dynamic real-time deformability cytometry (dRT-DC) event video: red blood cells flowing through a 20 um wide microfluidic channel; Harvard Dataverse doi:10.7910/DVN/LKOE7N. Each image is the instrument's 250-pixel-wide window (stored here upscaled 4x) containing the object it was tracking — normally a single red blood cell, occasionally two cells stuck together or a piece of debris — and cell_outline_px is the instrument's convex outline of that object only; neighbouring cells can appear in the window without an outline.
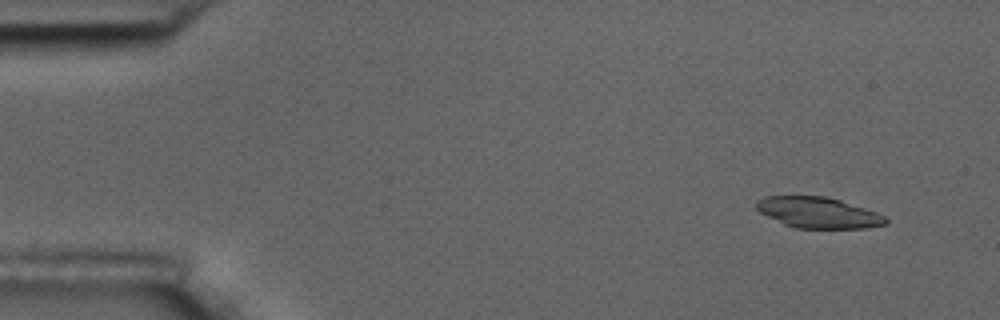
{"species": "common noctule bat (a hibernating species)", "species_latin": "Nyctalus noctula", "temperature_condition": "room temperature", "stored_images_in_passage": 6, "camera_frame_rate_fps": 3000, "um_per_image_px": 0.085, "animal": {"sex": "male", "body_mass_g": 17.5, "forearm_length_mm": 52.3}, "frame": {"image": 1, "passage_image": 2, "time_ms": 1.333, "image_size_px": [1000, 320], "cell_outline_px": [[888, 224], [868, 228], [796, 228], [784, 224], [760, 212], [756, 208], [756, 200], [764, 196], [824, 196], [840, 200], [876, 212], [884, 216], [888, 220]], "centroid_in_image_um": [69.55, 18.07], "position_along_channel_um": 15.4, "area_um2": 23.18}}
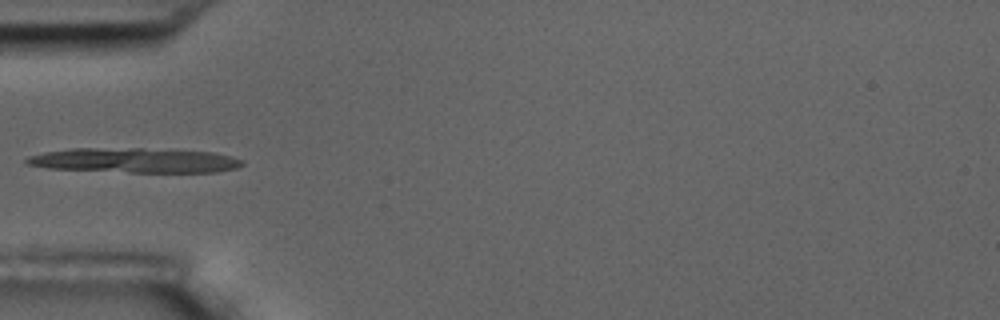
{"frame": {"image": 2, "passage_image": 6, "time_ms": 6.0, "image_size_px": [1000, 320], "cell_outline_px": [[244, 164], [236, 168], [216, 172], [128, 172], [48, 168], [28, 164], [24, 160], [28, 156], [44, 152], [68, 148], [144, 148], [212, 152], [232, 156], [244, 160]], "centroid_in_image_um": [11.46, 13.62], "position_along_channel_um": 73.5, "area_um2": 31.15}}